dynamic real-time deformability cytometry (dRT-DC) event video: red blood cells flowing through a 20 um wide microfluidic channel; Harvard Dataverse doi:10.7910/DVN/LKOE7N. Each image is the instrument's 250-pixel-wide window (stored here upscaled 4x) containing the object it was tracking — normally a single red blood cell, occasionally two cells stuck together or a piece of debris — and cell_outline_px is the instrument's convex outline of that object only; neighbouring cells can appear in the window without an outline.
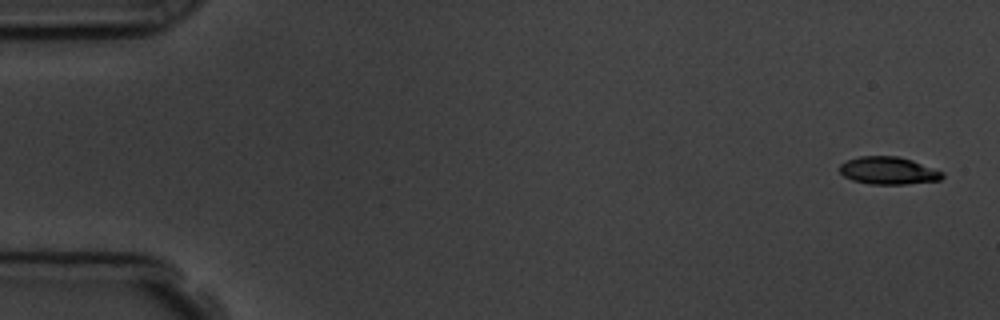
{"species": "common noctule bat (a hibernating species)", "species_latin": "Nyctalus noctula", "temperature_condition": "room temperature", "stored_images_in_passage": 3, "camera_frame_rate_fps": 3000, "um_per_image_px": 0.085, "animal": {"sex": "male", "body_mass_g": 19.5, "forearm_length_mm": 54.6}, "frame": {"image": 1, "passage_image": 1, "time_ms": 0.0, "image_size_px": [1000, 320], "cell_outline_px": [[944, 176], [940, 180], [904, 184], [868, 184], [852, 180], [844, 176], [840, 172], [840, 164], [848, 160], [860, 156], [900, 156], [912, 160], [944, 172]], "centroid_in_image_um": [75.51, 14.5], "position_along_channel_um": 9.5, "area_um2": 16.47}}